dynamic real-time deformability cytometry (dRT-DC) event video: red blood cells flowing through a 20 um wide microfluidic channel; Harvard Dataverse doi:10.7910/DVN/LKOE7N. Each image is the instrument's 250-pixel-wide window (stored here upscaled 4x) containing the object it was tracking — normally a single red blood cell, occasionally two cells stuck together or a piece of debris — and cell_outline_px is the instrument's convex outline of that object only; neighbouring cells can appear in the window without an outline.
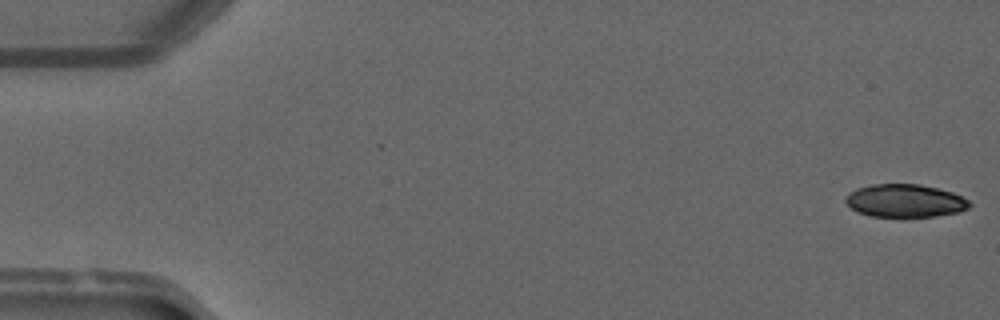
{"species": "common noctule bat (a hibernating species)", "species_latin": "Nyctalus noctula", "temperature_condition": "warm", "stored_images_in_passage": 49, "camera_frame_rate_fps": 3000, "um_per_image_px": 0.085, "animal": {"sex": "male", "forearm_length_mm": 52.5}, "frame": {"image": 1, "passage_image": 1, "time_ms": 0.0, "image_size_px": [1000, 320], "cell_outline_px": [[972, 204], [968, 208], [956, 212], [936, 216], [868, 216], [856, 212], [844, 200], [848, 192], [856, 188], [872, 184], [920, 184], [952, 192], [968, 200]], "centroid_in_image_um": [76.88, 17.05], "position_along_channel_um": 8.1, "area_um2": 23.7}, "authors_computed_cell_mechanics": {"area_um2": 25.7788, "velocity_mm_per_s": 4.1131, "shape_relaxation_time_tau1_ms": 0.8669, "shape_relaxation_time_tau2_ms": null, "deformation_change_tau1": 0.2972, "deformation_change_tau2": null}}